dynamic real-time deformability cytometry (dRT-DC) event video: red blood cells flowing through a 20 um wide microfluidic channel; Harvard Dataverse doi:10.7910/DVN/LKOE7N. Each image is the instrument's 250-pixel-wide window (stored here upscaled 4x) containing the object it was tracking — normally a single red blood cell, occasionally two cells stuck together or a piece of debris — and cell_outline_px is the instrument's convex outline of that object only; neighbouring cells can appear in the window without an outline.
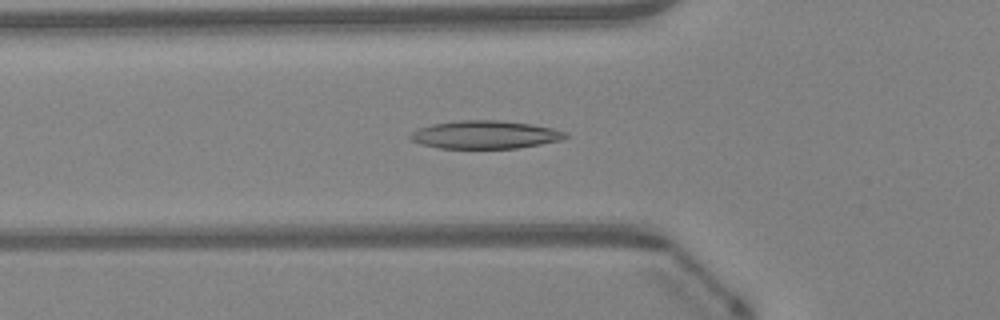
{"species": "Egyptian fruit bat (a non-hibernating species)", "species_latin": "Rousettus aegyptiacus", "temperature_condition": "warm", "stored_images_in_passage": 34, "camera_frame_rate_fps": 3000, "um_per_image_px": 0.085, "animal": {"sex": "female"}, "frame": {"image": 1, "passage_image": 8, "time_ms": 2.333, "image_size_px": [1000, 320], "cell_outline_px": [[568, 136], [560, 140], [520, 148], [440, 148], [424, 144], [412, 140], [408, 136], [412, 132], [420, 128], [432, 124], [460, 120], [500, 120], [532, 124], [552, 128], [568, 132]], "centroid_in_image_um": [41.27, 11.44], "position_along_channel_um": 84.5, "area_um2": 25.2}}
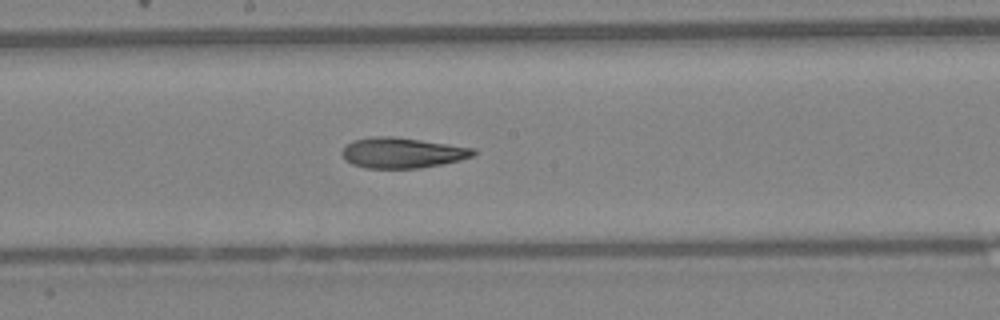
{"frame": {"image": 2, "passage_image": 17, "time_ms": 5.333, "image_size_px": [1000, 320], "cell_outline_px": [[476, 152], [472, 156], [460, 160], [420, 168], [368, 168], [352, 164], [344, 160], [340, 152], [352, 140], [372, 136], [392, 136], [476, 148]], "centroid_in_image_um": [34.16, 12.98], "position_along_channel_um": 214.0, "area_um2": 23.29}}
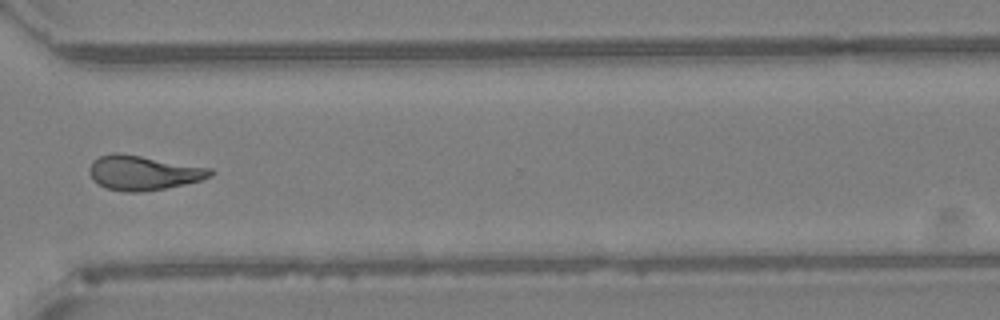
{"frame": {"image": 3, "passage_image": 27, "time_ms": 8.667, "image_size_px": [1000, 320], "cell_outline_px": [[212, 176], [200, 180], [164, 188], [140, 192], [124, 192], [104, 188], [92, 180], [88, 172], [88, 168], [92, 160], [100, 156], [112, 152], [116, 152], [212, 168]], "centroid_in_image_um": [12.1, 14.69], "position_along_channel_um": 358.5, "area_um2": 24.33}, "authors_computed_cell_mechanics": {"area_um2": 23.9292, "velocity_mm_per_s": 4.3184, "shape_relaxation_time_tau1_ms": null, "shape_relaxation_time_tau2_ms": 4.6029, "deformation_change_tau1": null, "deformation_change_tau2": 0.1346}}